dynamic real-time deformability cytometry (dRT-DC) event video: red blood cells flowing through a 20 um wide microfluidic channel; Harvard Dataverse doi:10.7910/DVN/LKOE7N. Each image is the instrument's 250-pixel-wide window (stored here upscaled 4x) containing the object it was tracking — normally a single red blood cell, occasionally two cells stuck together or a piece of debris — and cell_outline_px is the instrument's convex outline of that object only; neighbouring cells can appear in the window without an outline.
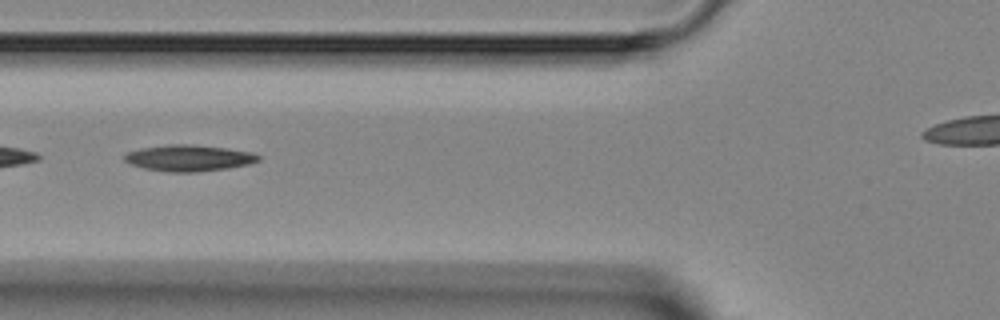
{"species": "Egyptian fruit bat (a non-hibernating species)", "species_latin": "Rousettus aegyptiacus", "temperature_condition": "room temperature", "stored_images_in_passage": 2, "camera_frame_rate_fps": 3000, "um_per_image_px": 0.085, "animal": {"sex": "female"}, "frame": {"image": 1, "passage_image": 2, "time_ms": 1.0, "image_size_px": [1000, 320], "cell_outline_px": [[260, 160], [248, 164], [228, 168], [196, 172], [172, 172], [144, 168], [132, 164], [124, 160], [124, 156], [128, 152], [140, 148], [172, 144], [188, 144], [228, 148], [252, 152], [260, 156]], "centroid_in_image_um": [16.08, 13.43], "position_along_channel_um": 109.7, "area_um2": 20.35}}